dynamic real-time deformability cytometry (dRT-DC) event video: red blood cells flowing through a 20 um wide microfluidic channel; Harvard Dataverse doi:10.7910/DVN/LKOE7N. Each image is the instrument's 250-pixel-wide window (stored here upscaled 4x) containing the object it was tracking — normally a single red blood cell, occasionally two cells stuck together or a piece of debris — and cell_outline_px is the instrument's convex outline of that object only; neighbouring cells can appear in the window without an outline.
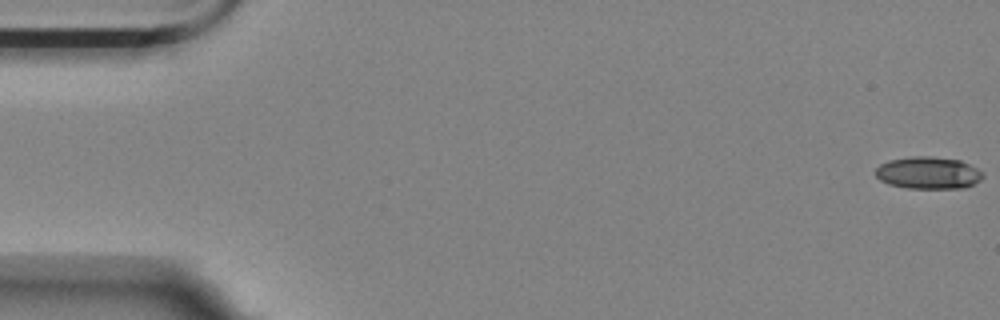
{"species": "Egyptian fruit bat (a non-hibernating species)", "species_latin": "Rousettus aegyptiacus", "temperature_condition": "room temperature", "stored_images_in_passage": 58, "camera_frame_rate_fps": 3000, "um_per_image_px": 0.085, "animal": {"sex": "female"}, "frame": {"image": 1, "passage_image": 1, "time_ms": 0.0, "image_size_px": [1000, 320], "cell_outline_px": [[984, 176], [980, 180], [964, 188], [908, 188], [888, 184], [880, 180], [876, 176], [876, 168], [880, 164], [888, 160], [912, 156], [932, 156], [960, 160], [984, 172]], "centroid_in_image_um": [78.9, 14.69], "position_along_channel_um": 6.1, "area_um2": 20.17}}
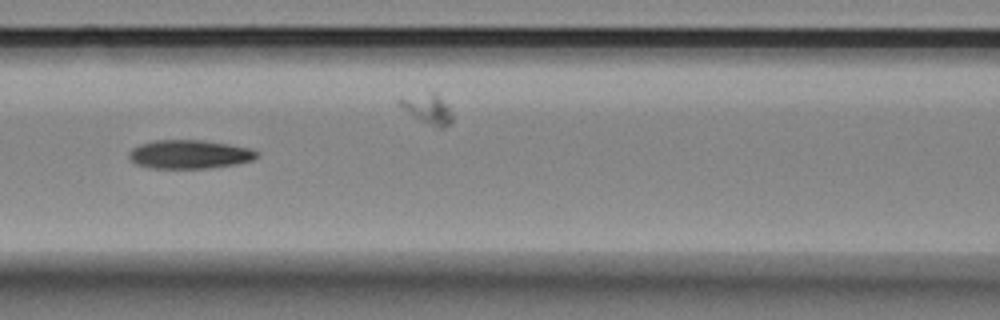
{"frame": {"image": 2, "passage_image": 25, "time_ms": 8.0, "image_size_px": [1000, 320], "cell_outline_px": [[260, 156], [252, 160], [236, 164], [208, 168], [148, 168], [136, 164], [128, 156], [128, 152], [132, 148], [140, 144], [152, 140], [204, 140], [252, 148], [260, 152]], "centroid_in_image_um": [16.12, 13.11], "position_along_channel_um": 150.5, "area_um2": 21.62}}
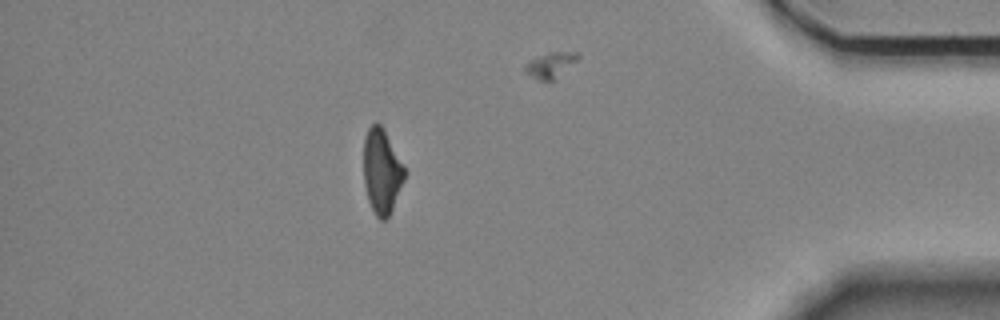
{"frame": {"image": 3, "passage_image": 50, "time_ms": 16.333, "image_size_px": [1000, 320], "cell_outline_px": [[408, 172], [392, 208], [388, 216], [384, 220], [380, 220], [376, 216], [368, 200], [364, 184], [364, 136], [368, 128], [372, 124], [380, 124], [384, 128], [404, 164]], "centroid_in_image_um": [32.47, 14.53], "position_along_channel_um": 402.7, "area_um2": 20.4}, "authors_computed_cell_mechanics": {"area_um2": 21.0392, "velocity_mm_per_s": 3.5402, "shape_relaxation_time_tau1_ms": 5.702, "shape_relaxation_time_tau2_ms": 5.7081, "deformation_change_tau1": 0.1853, "deformation_change_tau2": 0.1518}}